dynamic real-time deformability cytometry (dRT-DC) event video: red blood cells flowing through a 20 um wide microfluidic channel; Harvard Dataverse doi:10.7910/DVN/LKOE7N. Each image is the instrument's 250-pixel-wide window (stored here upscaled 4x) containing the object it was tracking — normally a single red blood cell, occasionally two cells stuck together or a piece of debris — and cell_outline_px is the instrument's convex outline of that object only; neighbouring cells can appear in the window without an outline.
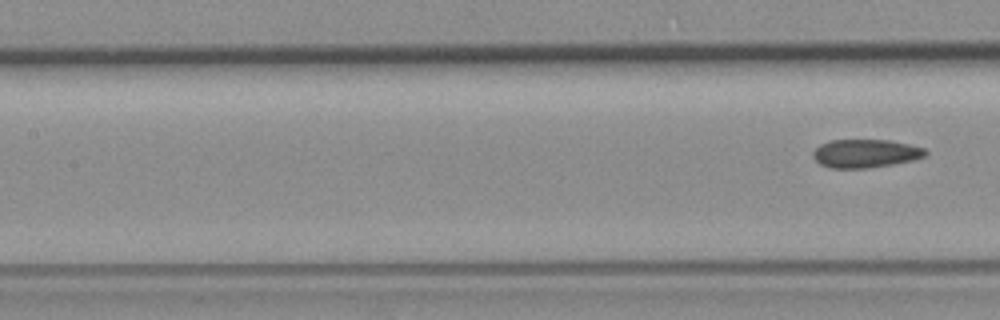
{"species": "common noctule bat (a hibernating species)", "species_latin": "Nyctalus noctula", "temperature_condition": "room temperature", "stored_images_in_passage": 6, "segment_of_instrument_passage": [2, 2], "camera_frame_rate_fps": 3000, "um_per_image_px": 0.085, "animal": {"sex": "female", "body_mass_g": 19.3, "forearm_length_mm": 54.1}, "frame": {"image": 1, "passage_image": 6, "time_ms": 6.333, "image_size_px": [1000, 320], "cell_outline_px": [[928, 152], [924, 156], [912, 160], [892, 164], [868, 168], [828, 168], [820, 164], [812, 156], [812, 152], [820, 144], [832, 140], [888, 140], [908, 144], [924, 148]], "centroid_in_image_um": [73.53, 13.04], "position_along_channel_um": 133.9, "area_um2": 18.5}}